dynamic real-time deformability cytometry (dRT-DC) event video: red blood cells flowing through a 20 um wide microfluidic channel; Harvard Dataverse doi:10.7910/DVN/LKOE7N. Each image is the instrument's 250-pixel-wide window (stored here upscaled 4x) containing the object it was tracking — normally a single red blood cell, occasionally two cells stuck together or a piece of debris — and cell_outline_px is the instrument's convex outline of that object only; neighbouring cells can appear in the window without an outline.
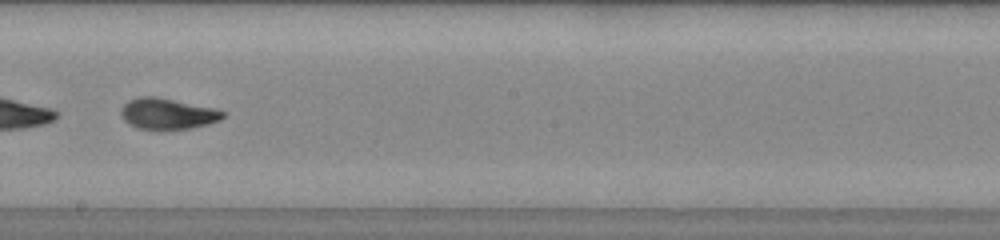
{"species": "common noctule bat (a hibernating species)", "species_latin": "Nyctalus noctula", "temperature_condition": "warm", "stored_images_in_passage": 38, "camera_frame_rate_fps": 3000, "um_per_image_px": 0.085, "animal": {"sex": "male", "body_mass_g": 20.0, "forearm_length_mm": 53.3}, "frame": {"image": 1, "passage_image": 17, "time_ms": 5.333, "image_size_px": [1000, 240], "cell_outline_px": [[224, 116], [220, 120], [208, 124], [188, 128], [136, 128], [128, 124], [124, 120], [120, 112], [120, 108], [128, 100], [136, 96], [156, 96], [216, 108], [224, 112]], "centroid_in_image_um": [14.21, 9.63], "position_along_channel_um": 234.0, "area_um2": 18.32}, "authors_computed_cell_mechanics": {"area_um2": 18.6116, "velocity_mm_per_s": 4.0619, "shape_relaxation_time_tau1_ms": 6.9473, "shape_relaxation_time_tau2_ms": 1.4595, "deformation_change_tau1": 0.2435, "deformation_change_tau2": 0.0766}}